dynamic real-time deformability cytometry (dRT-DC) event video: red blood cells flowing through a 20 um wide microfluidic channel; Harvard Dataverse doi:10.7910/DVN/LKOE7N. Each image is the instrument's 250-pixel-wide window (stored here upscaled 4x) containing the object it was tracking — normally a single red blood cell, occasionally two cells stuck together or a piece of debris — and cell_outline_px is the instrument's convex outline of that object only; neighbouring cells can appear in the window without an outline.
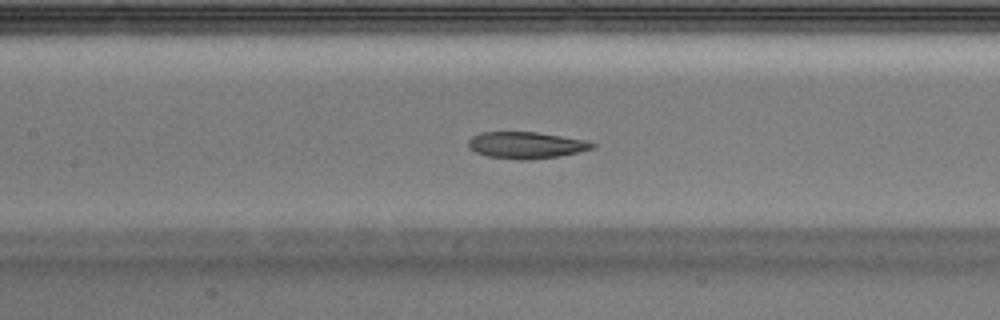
{"species": "Egyptian fruit bat (a non-hibernating species)", "species_latin": "Rousettus aegyptiacus", "temperature_condition": "warm", "stored_images_in_passage": 42, "camera_frame_rate_fps": 3000, "um_per_image_px": 0.085, "animal": {"sex": "male"}, "frame": {"image": 1, "passage_image": 19, "time_ms": 6.0, "image_size_px": [1000, 320], "cell_outline_px": [[596, 148], [560, 156], [528, 160], [520, 160], [488, 156], [476, 152], [468, 148], [468, 140], [472, 136], [480, 132], [536, 132], [588, 140], [596, 144]], "centroid_in_image_um": [44.74, 12.34], "position_along_channel_um": 162.7, "area_um2": 19.42}}